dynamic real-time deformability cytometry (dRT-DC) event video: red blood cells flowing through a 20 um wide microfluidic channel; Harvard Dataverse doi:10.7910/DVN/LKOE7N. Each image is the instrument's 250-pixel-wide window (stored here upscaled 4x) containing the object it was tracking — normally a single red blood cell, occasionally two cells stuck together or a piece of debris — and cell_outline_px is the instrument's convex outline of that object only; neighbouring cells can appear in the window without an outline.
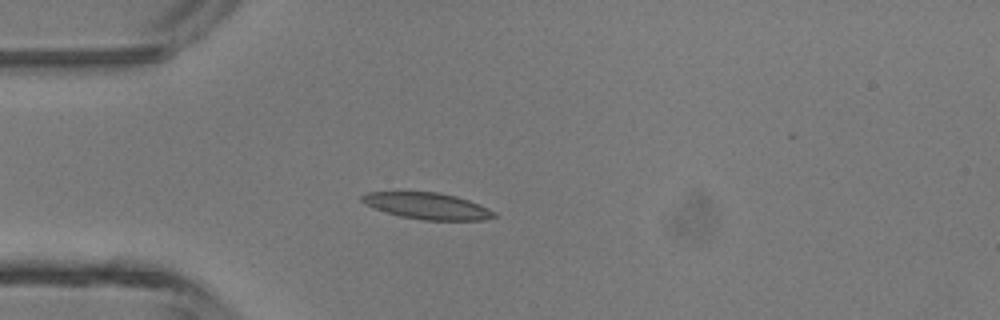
{"species": "common noctule bat (a hibernating species)", "species_latin": "Nyctalus noctula", "temperature_condition": "room temperature", "stored_images_in_passage": 35, "camera_frame_rate_fps": 3000, "um_per_image_px": 0.085, "animal": {"sex": "male", "body_mass_g": 13.3}, "frame": {"image": 1, "passage_image": 1, "time_ms": 0.0, "image_size_px": [1000, 320], "cell_outline_px": [[496, 216], [484, 220], [424, 220], [400, 216], [364, 204], [360, 200], [360, 196], [368, 192], [440, 192], [456, 196], [468, 200], [488, 208], [496, 212]], "centroid_in_image_um": [36.33, 17.5], "position_along_channel_um": 48.7, "area_um2": 20.23}}
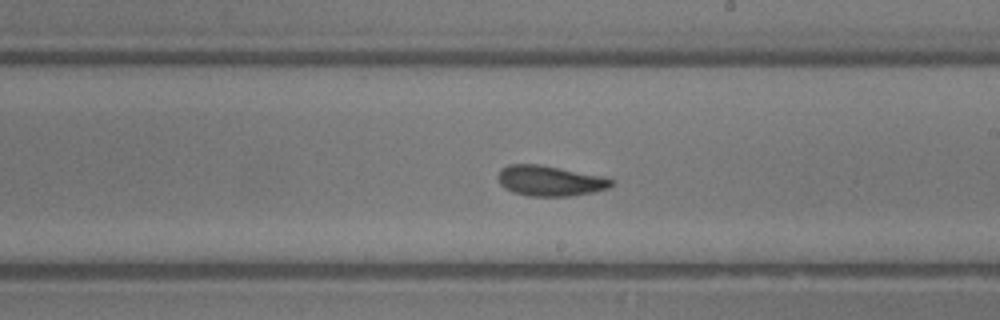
{"frame": {"image": 2, "passage_image": 15, "time_ms": 4.667, "image_size_px": [1000, 320], "cell_outline_px": [[612, 184], [608, 188], [592, 192], [568, 196], [528, 196], [512, 192], [504, 188], [500, 184], [496, 176], [500, 168], [508, 164], [540, 164], [600, 176], [612, 180]], "centroid_in_image_um": [46.64, 15.36], "position_along_channel_um": 242.4, "area_um2": 20.0}}
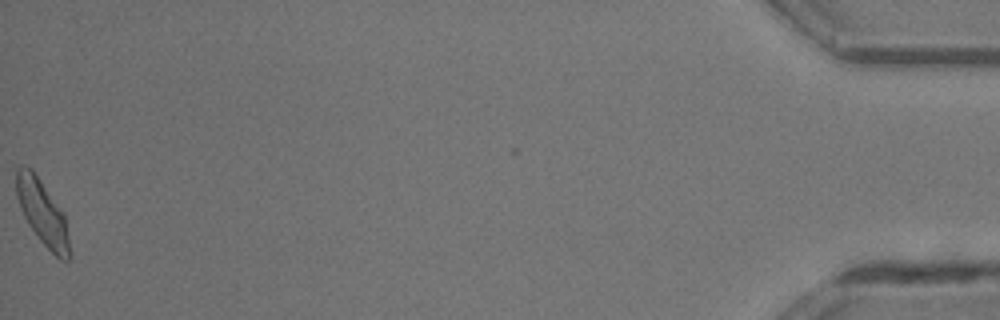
{"frame": {"image": 3, "passage_image": 35, "time_ms": 11.333, "image_size_px": [1000, 320], "cell_outline_px": [[72, 256], [68, 260], [60, 260], [40, 240], [28, 224], [20, 208], [16, 196], [16, 168], [24, 164], [32, 168], [64, 212]], "centroid_in_image_um": [3.62, 18.06], "position_along_channel_um": 431.6, "area_um2": 20.4}, "authors_computed_cell_mechanics": {"area_um2": 19.652, "velocity_mm_per_s": 4.4224, "shape_relaxation_time_tau1_ms": 2.4623, "shape_relaxation_time_tau2_ms": 2.239, "deformation_change_tau1": 0.1282, "deformation_change_tau2": 0.0846}}